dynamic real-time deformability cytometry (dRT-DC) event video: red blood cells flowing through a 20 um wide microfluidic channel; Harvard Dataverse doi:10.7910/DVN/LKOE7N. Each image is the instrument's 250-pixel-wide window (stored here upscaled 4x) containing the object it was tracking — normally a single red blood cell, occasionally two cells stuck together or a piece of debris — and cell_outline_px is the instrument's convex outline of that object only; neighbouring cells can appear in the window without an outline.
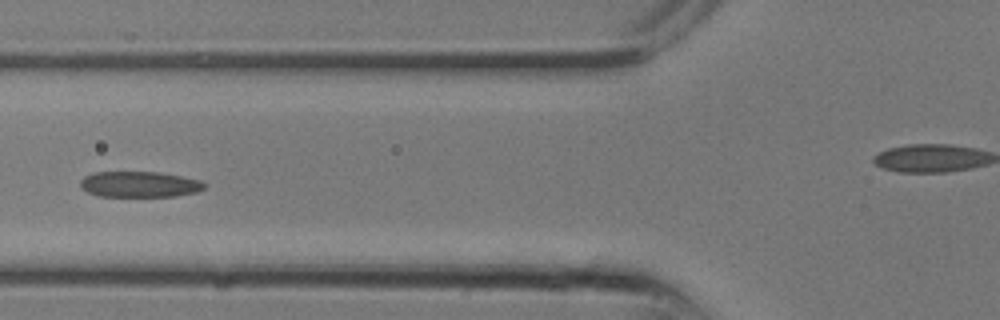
{"species": "common noctule bat (a hibernating species)", "species_latin": "Nyctalus noctula", "temperature_condition": "room temperature", "stored_images_in_passage": 11, "camera_frame_rate_fps": 3000, "um_per_image_px": 0.085, "animal": {"sex": "male", "body_mass_g": 13.3}, "frame": {"image": 1, "passage_image": 10, "time_ms": 3.0, "image_size_px": [1000, 320], "cell_outline_px": [[204, 188], [196, 192], [176, 196], [100, 196], [88, 192], [80, 188], [80, 180], [84, 176], [92, 172], [156, 172], [180, 176], [200, 180], [204, 184]], "centroid_in_image_um": [11.8, 15.66], "position_along_channel_um": 114.0, "area_um2": 18.55}}